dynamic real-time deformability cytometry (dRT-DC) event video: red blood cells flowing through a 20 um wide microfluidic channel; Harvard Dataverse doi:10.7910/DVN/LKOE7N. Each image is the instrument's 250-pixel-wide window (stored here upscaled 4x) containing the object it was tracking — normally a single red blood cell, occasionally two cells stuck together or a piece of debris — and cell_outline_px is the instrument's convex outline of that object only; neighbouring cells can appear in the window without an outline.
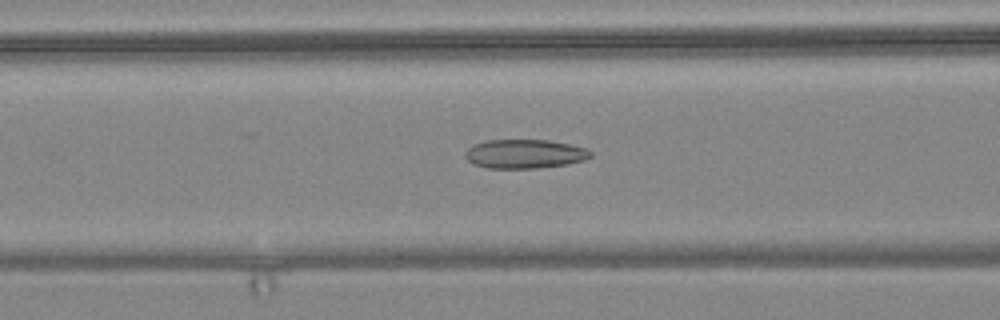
{"species": "common noctule bat (a hibernating species)", "species_latin": "Nyctalus noctula", "temperature_condition": "warm", "stored_images_in_passage": 57, "camera_frame_rate_fps": 3000, "um_per_image_px": 0.085, "animal": {"sex": "female", "body_mass_g": 24.6, "forearm_length_mm": 56.2}, "frame": {"image": 1, "passage_image": 23, "time_ms": 7.333, "image_size_px": [1000, 320], "cell_outline_px": [[592, 156], [584, 160], [568, 164], [536, 168], [488, 168], [472, 164], [464, 156], [464, 152], [472, 144], [488, 140], [548, 140], [588, 148], [592, 152]], "centroid_in_image_um": [44.58, 13.08], "position_along_channel_um": 122.0, "area_um2": 21.33}}
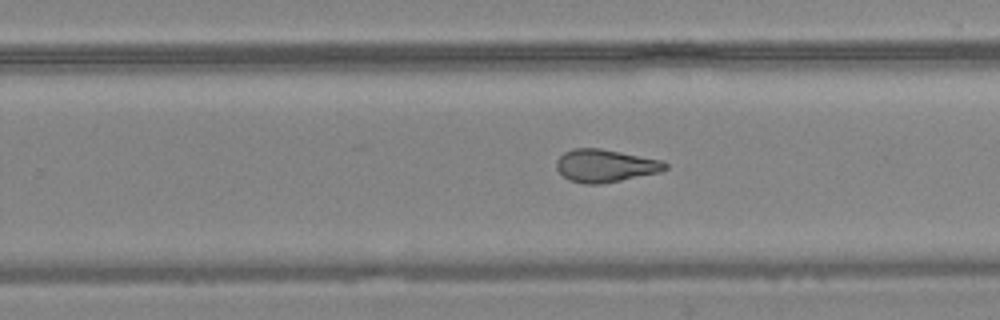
{"frame": {"image": 2, "passage_image": 36, "time_ms": 11.667, "image_size_px": [1000, 320], "cell_outline_px": [[668, 168], [660, 172], [600, 184], [584, 184], [568, 180], [556, 168], [556, 160], [564, 152], [572, 148], [600, 148], [664, 160], [668, 164]], "centroid_in_image_um": [51.45, 14.08], "position_along_channel_um": 278.3, "area_um2": 20.87}}
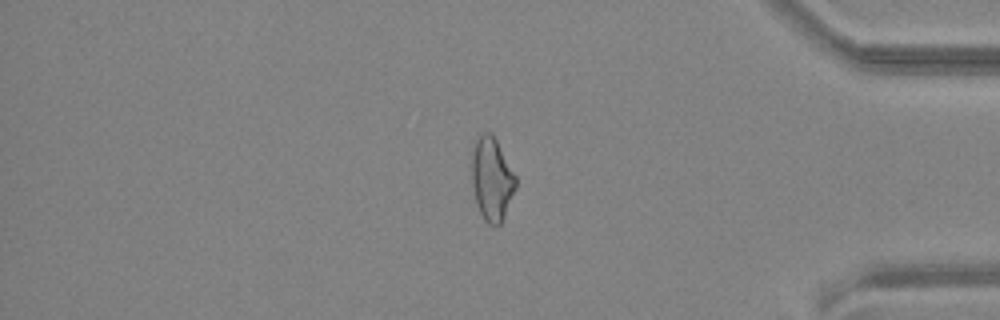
{"frame": {"image": 3, "passage_image": 48, "time_ms": 15.667, "image_size_px": [1000, 320], "cell_outline_px": [[516, 188], [504, 216], [500, 224], [488, 224], [484, 220], [476, 204], [472, 184], [472, 148], [476, 140], [484, 132], [488, 132], [496, 140], [516, 176]], "centroid_in_image_um": [41.79, 15.23], "position_along_channel_um": 393.4, "area_um2": 21.04}, "authors_computed_cell_mechanics": {"area_um2": 22.1952, "velocity_mm_per_s": 3.6118, "shape_relaxation_time_tau1_ms": null, "shape_relaxation_time_tau2_ms": 3.2623, "deformation_change_tau1": null, "deformation_change_tau2": 0.1224}}